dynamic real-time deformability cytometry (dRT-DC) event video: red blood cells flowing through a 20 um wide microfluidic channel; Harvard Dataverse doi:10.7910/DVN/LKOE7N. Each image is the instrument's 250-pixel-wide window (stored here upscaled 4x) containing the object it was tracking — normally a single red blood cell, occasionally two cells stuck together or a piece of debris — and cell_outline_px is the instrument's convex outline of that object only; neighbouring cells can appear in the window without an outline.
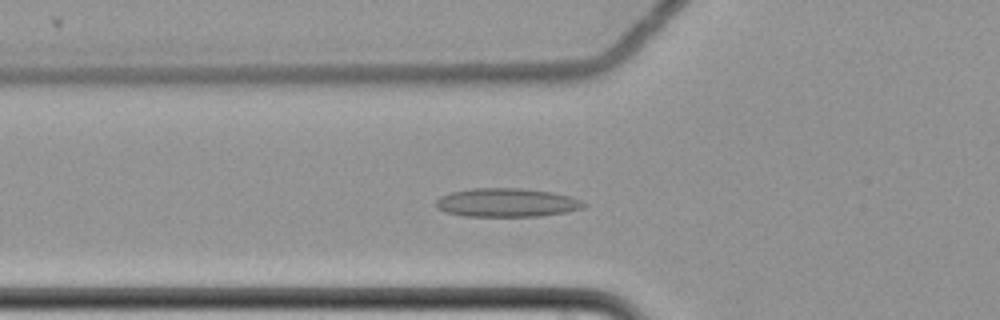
{"species": "common noctule bat (a hibernating species)", "species_latin": "Nyctalus noctula", "temperature_condition": "cold", "stored_images_in_passage": 61, "camera_frame_rate_fps": 3000, "um_per_image_px": 0.085, "animal": {"sex": "female", "body_mass_g": 22.7, "forearm_length_mm": 54.2}, "frame": {"image": 1, "passage_image": 23, "time_ms": 7.333, "image_size_px": [1000, 320], "cell_outline_px": [[588, 204], [584, 208], [568, 212], [540, 216], [464, 216], [444, 212], [436, 208], [436, 200], [440, 196], [452, 192], [472, 188], [520, 188], [552, 192], [568, 196], [580, 200]], "centroid_in_image_um": [43.07, 17.22], "position_along_channel_um": 82.7, "area_um2": 24.8}}
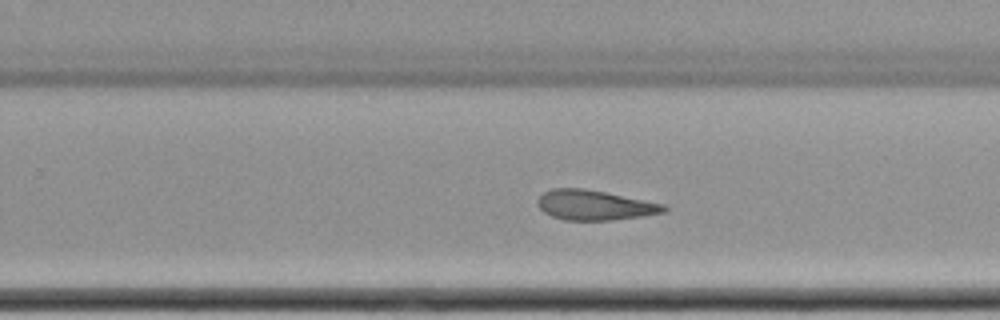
{"frame": {"image": 2, "passage_image": 40, "time_ms": 13.0, "image_size_px": [1000, 320], "cell_outline_px": [[668, 208], [664, 212], [640, 216], [612, 220], [564, 220], [552, 216], [544, 212], [536, 204], [536, 200], [544, 192], [552, 188], [580, 188], [604, 192], [664, 204]], "centroid_in_image_um": [50.49, 17.44], "position_along_channel_um": 279.3, "area_um2": 21.79}}
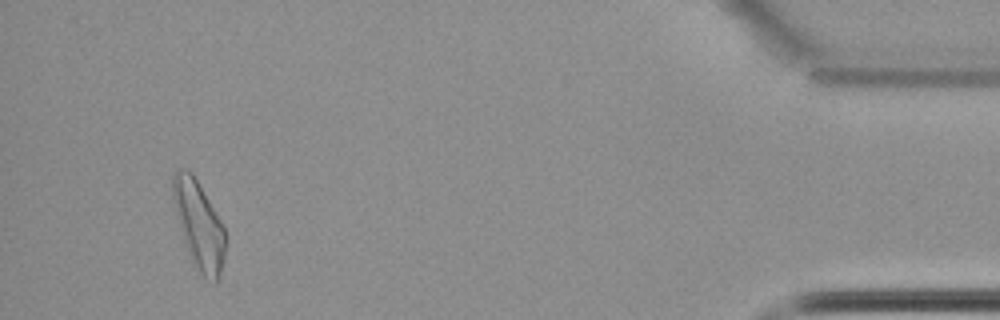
{"frame": {"image": 3, "passage_image": 58, "time_ms": 19.0, "image_size_px": [1000, 320], "cell_outline_px": [[228, 240], [224, 260], [216, 284], [204, 276], [192, 264], [184, 240], [172, 200], [172, 176], [176, 172], [192, 172], [224, 224], [228, 236]], "centroid_in_image_um": [16.96, 19.17], "position_along_channel_um": 418.2, "area_um2": 26.93}}